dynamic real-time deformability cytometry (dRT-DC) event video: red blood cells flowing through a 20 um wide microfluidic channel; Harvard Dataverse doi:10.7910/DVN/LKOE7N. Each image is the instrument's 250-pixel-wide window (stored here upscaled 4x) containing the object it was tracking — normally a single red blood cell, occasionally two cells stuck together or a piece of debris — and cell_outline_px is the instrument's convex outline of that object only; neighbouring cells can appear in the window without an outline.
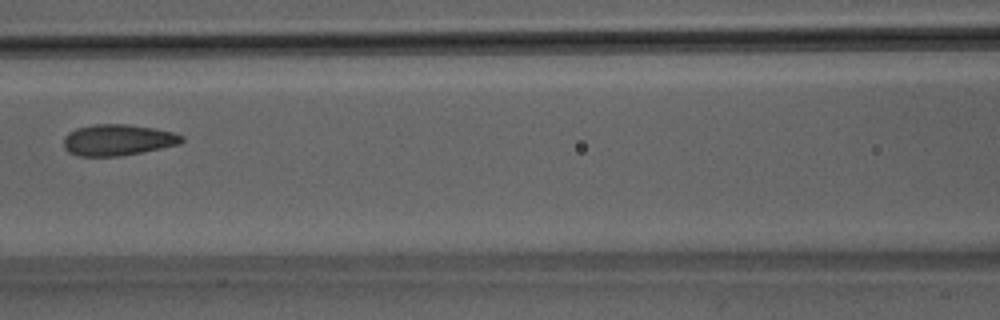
{"species": "Egyptian fruit bat (a non-hibernating species)", "species_latin": "Rousettus aegyptiacus", "temperature_condition": "room temperature", "stored_images_in_passage": 6, "camera_frame_rate_fps": 3000, "um_per_image_px": 0.085, "animal": {"sex": "male"}, "frame": {"image": 1, "passage_image": 6, "time_ms": 1.667, "image_size_px": [1000, 320], "cell_outline_px": [[184, 140], [180, 144], [120, 156], [80, 156], [68, 152], [64, 148], [64, 136], [68, 132], [76, 128], [96, 124], [124, 124], [152, 128], [172, 132], [184, 136]], "centroid_in_image_um": [9.98, 11.9], "position_along_channel_um": 156.6, "area_um2": 21.33}}